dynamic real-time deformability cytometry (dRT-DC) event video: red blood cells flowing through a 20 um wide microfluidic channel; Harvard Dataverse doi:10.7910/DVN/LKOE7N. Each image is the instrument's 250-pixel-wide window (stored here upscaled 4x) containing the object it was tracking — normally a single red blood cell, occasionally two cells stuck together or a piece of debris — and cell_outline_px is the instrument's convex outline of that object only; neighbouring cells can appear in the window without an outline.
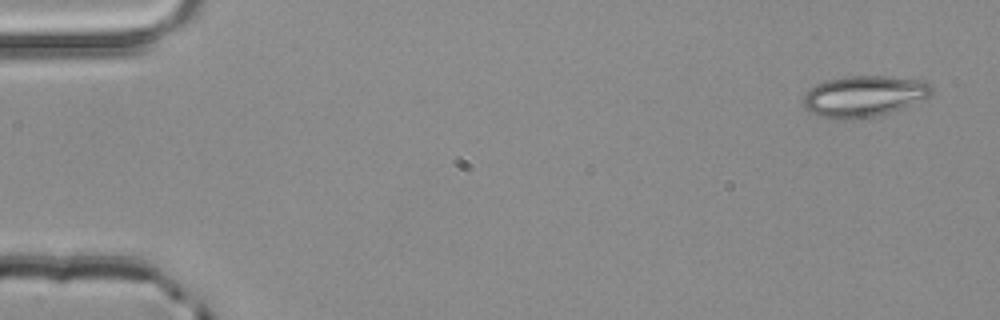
{"species": "common noctule bat (a hibernating species)", "species_latin": "Nyctalus noctula", "temperature_condition": "room temperature", "stored_images_in_passage": 4, "camera_frame_rate_fps": 3000, "um_per_image_px": 0.085, "animal": {"sex": "male", "body_mass_g": 20.4}, "frame": {"image": 1, "passage_image": 1, "time_ms": 0.0, "image_size_px": [1000, 320], "cell_outline_px": [[932, 96], [900, 108], [876, 116], [852, 120], [836, 120], [816, 116], [808, 112], [804, 104], [804, 96], [816, 84], [828, 80], [844, 76], [884, 76], [924, 80], [932, 88]], "centroid_in_image_um": [73.41, 8.19], "position_along_channel_um": 11.6, "area_um2": 30.81}}